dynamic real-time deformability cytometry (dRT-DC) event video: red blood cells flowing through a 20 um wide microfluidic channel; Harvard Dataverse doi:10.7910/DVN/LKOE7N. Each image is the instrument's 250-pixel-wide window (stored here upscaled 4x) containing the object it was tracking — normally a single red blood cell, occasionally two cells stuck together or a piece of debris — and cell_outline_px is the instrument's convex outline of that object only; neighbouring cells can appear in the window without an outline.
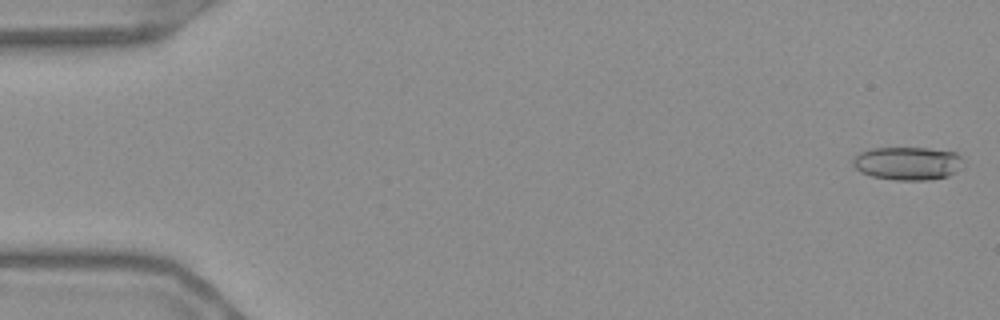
{"species": "Egyptian fruit bat (a non-hibernating species)", "species_latin": "Rousettus aegyptiacus", "temperature_condition": "warm", "stored_images_in_passage": 56, "camera_frame_rate_fps": 3000, "um_per_image_px": 0.085, "frame": {"image": 1, "passage_image": 2, "time_ms": 0.333, "image_size_px": [1000, 320], "cell_outline_px": [[964, 168], [948, 176], [928, 180], [896, 180], [872, 176], [860, 172], [852, 164], [852, 156], [860, 152], [872, 148], [928, 148], [956, 152], [964, 160]], "centroid_in_image_um": [77.18, 13.88], "position_along_channel_um": 7.8, "area_um2": 21.73}}
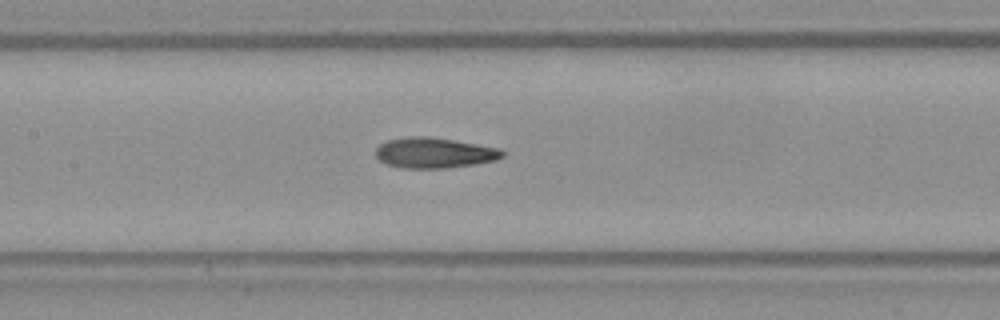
{"frame": {"image": 2, "passage_image": 27, "time_ms": 8.667, "image_size_px": [1000, 320], "cell_outline_px": [[504, 156], [496, 160], [472, 164], [444, 168], [400, 168], [384, 164], [376, 156], [376, 148], [380, 144], [388, 140], [408, 136], [428, 136], [500, 148], [504, 152]], "centroid_in_image_um": [36.88, 12.99], "position_along_channel_um": 170.5, "area_um2": 22.43}}
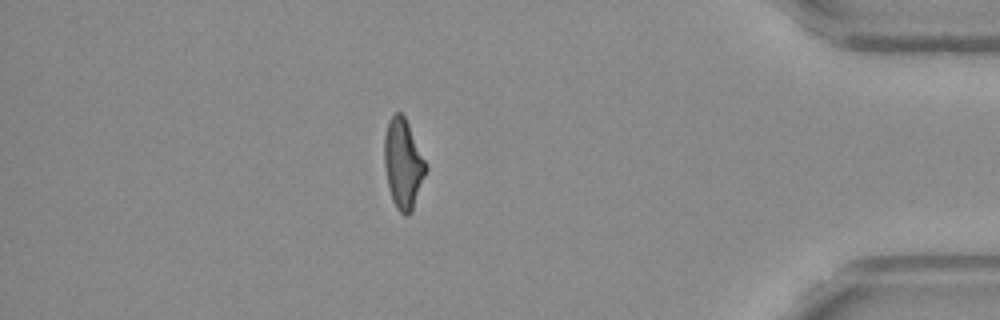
{"frame": {"image": 3, "passage_image": 49, "time_ms": 16.0, "image_size_px": [1000, 320], "cell_outline_px": [[428, 168], [412, 212], [408, 216], [404, 216], [396, 208], [392, 200], [388, 184], [384, 164], [384, 136], [388, 120], [396, 112], [400, 112], [404, 116], [428, 164]], "centroid_in_image_um": [34.28, 13.94], "position_along_channel_um": 400.9, "area_um2": 21.91}, "authors_computed_cell_mechanics": {"area_um2": 21.9929, "velocity_mm_per_s": 3.6954, "shape_relaxation_time_tau1_ms": 6.3994, "shape_relaxation_time_tau2_ms": 2.6094, "deformation_change_tau1": 0.1921, "deformation_change_tau2": 0.1151}}